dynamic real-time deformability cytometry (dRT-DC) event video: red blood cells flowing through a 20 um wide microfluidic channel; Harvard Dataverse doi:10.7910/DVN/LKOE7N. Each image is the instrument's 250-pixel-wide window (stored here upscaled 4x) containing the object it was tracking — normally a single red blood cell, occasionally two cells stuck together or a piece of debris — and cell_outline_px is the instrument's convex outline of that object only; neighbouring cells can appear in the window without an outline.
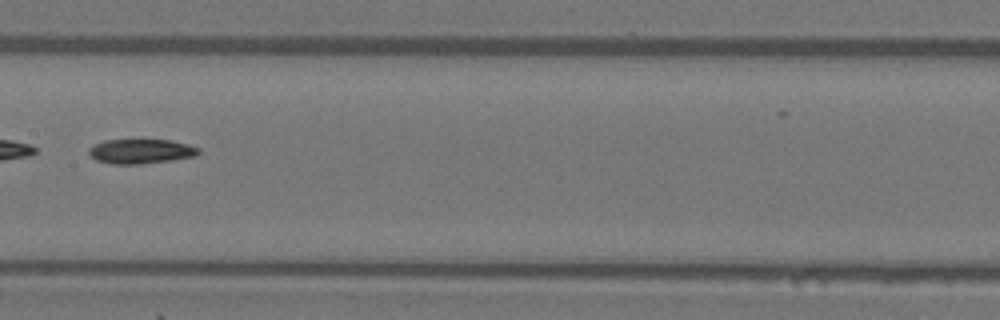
{"species": "Egyptian fruit bat (a non-hibernating species)", "species_latin": "Rousettus aegyptiacus", "temperature_condition": "warm", "stored_images_in_passage": 49, "segment_of_instrument_passage": [2, 2], "camera_frame_rate_fps": 3000, "um_per_image_px": 0.085, "animal": {"sex": "female"}, "frame": {"image": 1, "passage_image": 26, "time_ms": 8.333, "image_size_px": [1000, 320], "cell_outline_px": [[200, 152], [196, 156], [172, 160], [136, 164], [112, 164], [96, 160], [88, 152], [88, 148], [104, 140], [144, 136], [172, 140], [188, 144], [200, 148]], "centroid_in_image_um": [11.99, 12.79], "position_along_channel_um": 195.4, "area_um2": 16.65}}
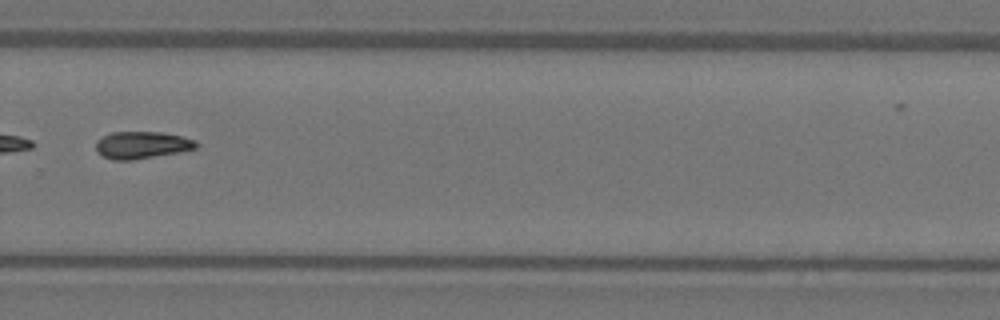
{"frame": {"image": 2, "passage_image": 35, "time_ms": 11.333, "image_size_px": [1000, 320], "cell_outline_px": [[200, 144], [196, 148], [180, 152], [132, 160], [112, 160], [104, 156], [96, 148], [96, 140], [112, 132], [160, 132], [180, 136], [196, 140]], "centroid_in_image_um": [12.09, 12.33], "position_along_channel_um": 317.7, "area_um2": 15.78}}